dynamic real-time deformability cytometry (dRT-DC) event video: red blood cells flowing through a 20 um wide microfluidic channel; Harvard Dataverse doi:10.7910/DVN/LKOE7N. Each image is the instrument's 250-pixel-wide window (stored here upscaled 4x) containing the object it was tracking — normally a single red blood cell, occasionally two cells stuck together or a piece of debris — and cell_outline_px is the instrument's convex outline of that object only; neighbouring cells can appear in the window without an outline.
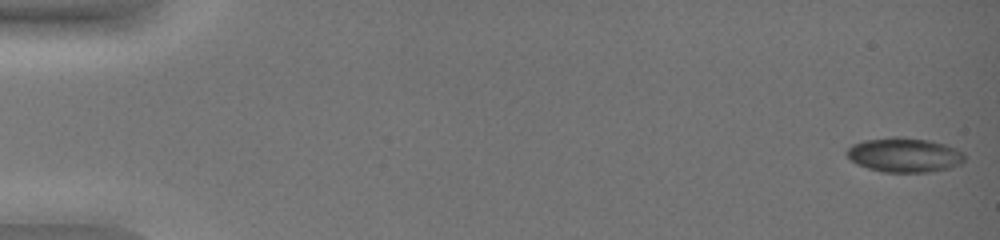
{"species": "common noctule bat (a hibernating species)", "species_latin": "Nyctalus noctula", "temperature_condition": "warm", "stored_images_in_passage": 53, "camera_frame_rate_fps": 3000, "um_per_image_px": 0.085, "animal": {"sex": "female", "body_mass_g": 19.0, "forearm_length_mm": 51.5}, "frame": {"image": 1, "passage_image": 1, "time_ms": 0.0, "image_size_px": [1000, 240], "cell_outline_px": [[964, 160], [960, 164], [948, 168], [928, 172], [884, 172], [868, 168], [856, 164], [844, 152], [852, 144], [864, 140], [892, 136], [904, 136], [928, 140], [944, 144], [964, 152]], "centroid_in_image_um": [76.84, 13.16], "position_along_channel_um": 8.2, "area_um2": 23.76}}
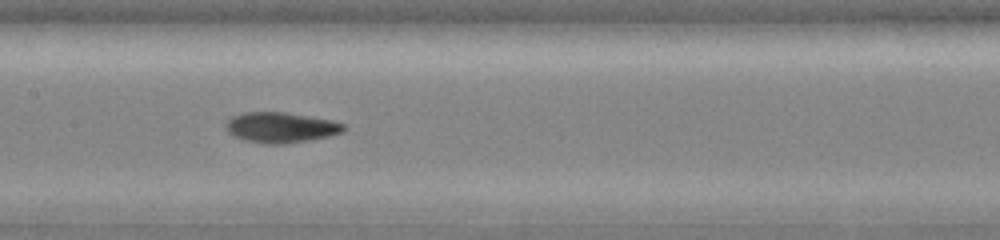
{"frame": {"image": 2, "passage_image": 29, "time_ms": 9.333, "image_size_px": [1000, 240], "cell_outline_px": [[348, 128], [340, 132], [328, 136], [312, 140], [284, 144], [264, 144], [244, 140], [232, 136], [228, 132], [224, 124], [232, 116], [244, 112], [284, 112], [332, 120], [344, 124]], "centroid_in_image_um": [23.84, 10.84], "position_along_channel_um": 183.6, "area_um2": 21.04}}
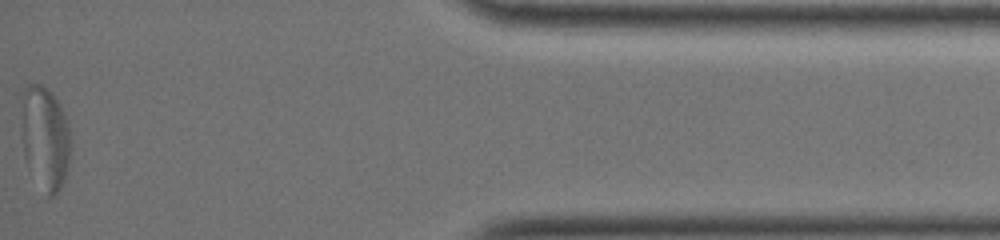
{"frame": {"image": 3, "passage_image": 53, "time_ms": 17.333, "image_size_px": [1000, 240], "cell_outline_px": [[68, 164], [64, 180], [60, 188], [52, 196], [48, 196], [28, 168], [24, 156], [20, 136], [20, 92], [28, 84], [40, 84], [48, 88], [60, 104], [68, 120]], "centroid_in_image_um": [3.75, 11.62], "position_along_channel_um": 431.4, "area_um2": 30.11}}